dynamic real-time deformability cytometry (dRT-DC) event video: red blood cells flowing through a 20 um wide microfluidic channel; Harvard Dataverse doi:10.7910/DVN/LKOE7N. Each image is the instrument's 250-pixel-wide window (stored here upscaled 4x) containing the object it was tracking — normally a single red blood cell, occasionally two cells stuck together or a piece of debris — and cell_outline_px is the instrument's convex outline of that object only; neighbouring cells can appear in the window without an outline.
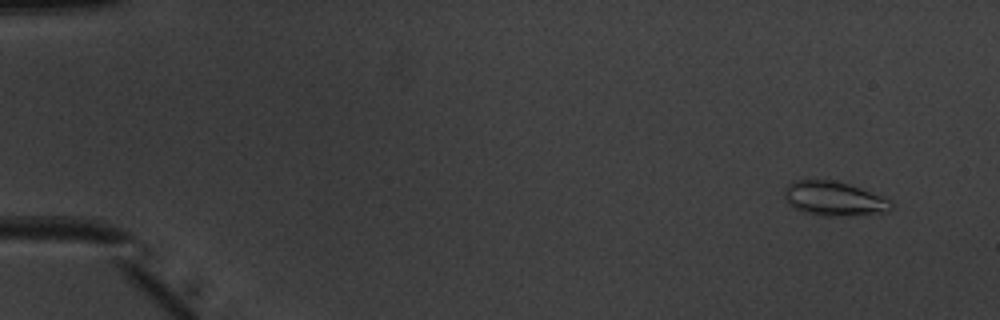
{"species": "common noctule bat (a hibernating species)", "species_latin": "Nyctalus noctula", "temperature_condition": "warm", "stored_images_in_passage": 52, "camera_frame_rate_fps": 3000, "um_per_image_px": 0.085, "animal": {"sex": "male", "body_mass_g": 20.1, "forearm_length_mm": 53.5}, "frame": {"image": 1, "passage_image": 4, "time_ms": 1.0, "image_size_px": [1000, 320], "cell_outline_px": [[892, 208], [888, 212], [852, 216], [816, 216], [792, 208], [788, 204], [784, 196], [784, 188], [788, 184], [796, 180], [836, 180], [884, 196], [892, 200]], "centroid_in_image_um": [70.9, 16.9], "position_along_channel_um": 14.1, "area_um2": 21.85}}
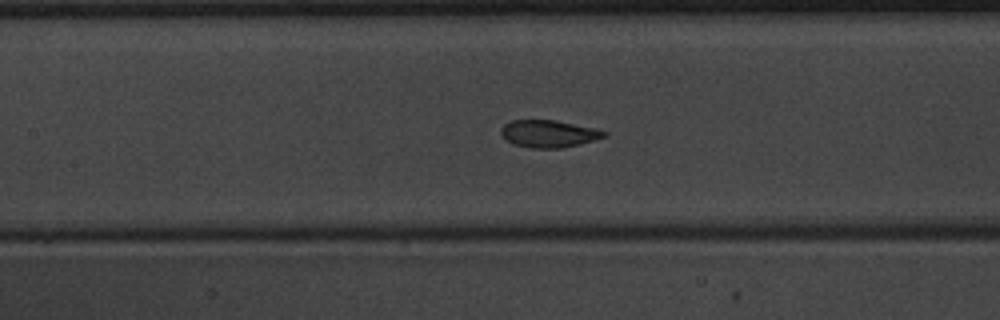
{"frame": {"image": 2, "passage_image": 25, "time_ms": 8.0, "image_size_px": [1000, 320], "cell_outline_px": [[608, 136], [596, 140], [564, 148], [532, 148], [512, 144], [500, 132], [500, 128], [504, 124], [512, 120], [556, 120], [596, 128], [608, 132]], "centroid_in_image_um": [46.69, 11.36], "position_along_channel_um": 160.7, "area_um2": 16.59}}
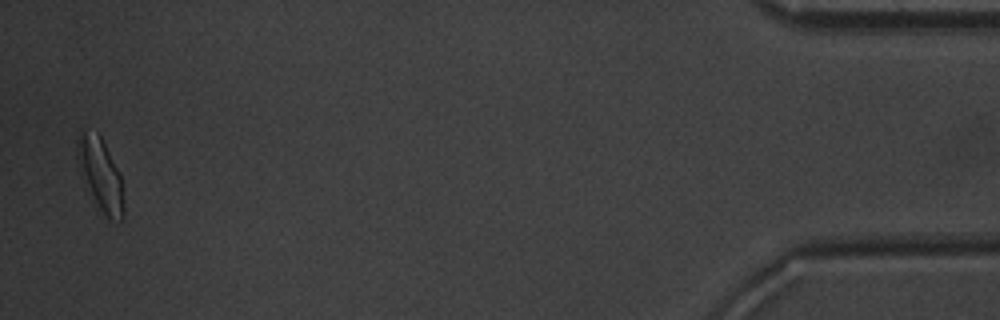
{"frame": {"image": 3, "passage_image": 51, "time_ms": 16.667, "image_size_px": [1000, 320], "cell_outline_px": [[124, 220], [104, 220], [80, 176], [76, 156], [76, 140], [80, 128], [100, 136], [120, 176], [124, 208]], "centroid_in_image_um": [8.49, 14.91], "position_along_channel_um": 426.7, "area_um2": 19.88}, "authors_computed_cell_mechanics": {"area_um2": 16.9643, "velocity_mm_per_s": 3.9926, "shape_relaxation_time_tau1_ms": 3.461, "shape_relaxation_time_tau2_ms": 0.9045, "deformation_change_tau1": 0.1389, "deformation_change_tau2": 0.0602}}